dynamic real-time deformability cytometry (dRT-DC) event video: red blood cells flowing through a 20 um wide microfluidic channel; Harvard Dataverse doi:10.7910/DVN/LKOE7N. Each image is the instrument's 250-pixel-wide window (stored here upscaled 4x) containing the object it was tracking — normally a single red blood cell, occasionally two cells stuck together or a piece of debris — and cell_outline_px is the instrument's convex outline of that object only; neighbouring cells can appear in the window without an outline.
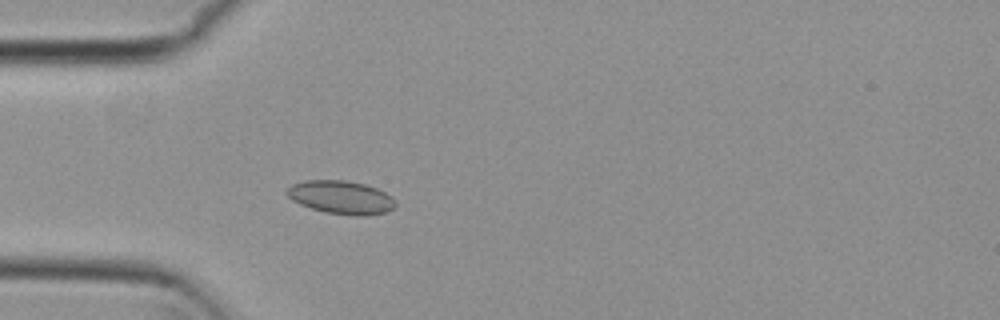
{"species": "common noctule bat (a hibernating species)", "species_latin": "Nyctalus noctula", "temperature_condition": "cold", "stored_images_in_passage": 1, "camera_frame_rate_fps": 3000, "um_per_image_px": 0.085, "animal": {"sex": "female", "body_mass_g": 29.2, "forearm_length_mm": 56.3}, "frame": {"image": 1, "passage_image": 1, "time_ms": 0.0, "image_size_px": [1000, 320], "cell_outline_px": [[396, 208], [388, 212], [368, 216], [356, 216], [324, 212], [300, 204], [292, 200], [284, 192], [284, 188], [292, 184], [304, 180], [344, 180], [364, 184], [376, 188], [392, 196], [396, 200]], "centroid_in_image_um": [29.0, 16.78], "position_along_channel_um": 56.0, "area_um2": 21.44}}